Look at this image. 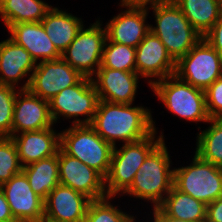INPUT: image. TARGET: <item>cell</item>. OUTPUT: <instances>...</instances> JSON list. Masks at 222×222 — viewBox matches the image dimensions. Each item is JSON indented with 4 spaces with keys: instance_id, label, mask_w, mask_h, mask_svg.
Listing matches in <instances>:
<instances>
[{
    "instance_id": "1",
    "label": "cell",
    "mask_w": 222,
    "mask_h": 222,
    "mask_svg": "<svg viewBox=\"0 0 222 222\" xmlns=\"http://www.w3.org/2000/svg\"><path fill=\"white\" fill-rule=\"evenodd\" d=\"M119 104L99 100L90 124L96 133L113 147L116 142H136L157 132L152 112L144 106Z\"/></svg>"
},
{
    "instance_id": "2",
    "label": "cell",
    "mask_w": 222,
    "mask_h": 222,
    "mask_svg": "<svg viewBox=\"0 0 222 222\" xmlns=\"http://www.w3.org/2000/svg\"><path fill=\"white\" fill-rule=\"evenodd\" d=\"M167 150L163 140L147 156L124 195L150 201L152 207H158L164 201L174 180V168L171 167L172 161Z\"/></svg>"
},
{
    "instance_id": "3",
    "label": "cell",
    "mask_w": 222,
    "mask_h": 222,
    "mask_svg": "<svg viewBox=\"0 0 222 222\" xmlns=\"http://www.w3.org/2000/svg\"><path fill=\"white\" fill-rule=\"evenodd\" d=\"M148 9L153 10L156 23V26L150 24V31L165 45L175 62L203 38L174 2L152 4Z\"/></svg>"
},
{
    "instance_id": "4",
    "label": "cell",
    "mask_w": 222,
    "mask_h": 222,
    "mask_svg": "<svg viewBox=\"0 0 222 222\" xmlns=\"http://www.w3.org/2000/svg\"><path fill=\"white\" fill-rule=\"evenodd\" d=\"M156 134L157 132L154 131L144 139L124 143L120 149L117 145L113 147L110 169L105 178L107 196L116 197L120 193L122 196L131 186L135 173L147 156L164 140V133L161 132L160 136Z\"/></svg>"
},
{
    "instance_id": "5",
    "label": "cell",
    "mask_w": 222,
    "mask_h": 222,
    "mask_svg": "<svg viewBox=\"0 0 222 222\" xmlns=\"http://www.w3.org/2000/svg\"><path fill=\"white\" fill-rule=\"evenodd\" d=\"M152 91L170 113L190 122H208L210 117L206 108L205 92L170 75L151 85Z\"/></svg>"
},
{
    "instance_id": "6",
    "label": "cell",
    "mask_w": 222,
    "mask_h": 222,
    "mask_svg": "<svg viewBox=\"0 0 222 222\" xmlns=\"http://www.w3.org/2000/svg\"><path fill=\"white\" fill-rule=\"evenodd\" d=\"M60 148L97 171L104 179L110 169L113 146L91 125H72L60 132Z\"/></svg>"
},
{
    "instance_id": "7",
    "label": "cell",
    "mask_w": 222,
    "mask_h": 222,
    "mask_svg": "<svg viewBox=\"0 0 222 222\" xmlns=\"http://www.w3.org/2000/svg\"><path fill=\"white\" fill-rule=\"evenodd\" d=\"M173 186L208 205L222 196V167L195 153L190 165L174 168Z\"/></svg>"
},
{
    "instance_id": "8",
    "label": "cell",
    "mask_w": 222,
    "mask_h": 222,
    "mask_svg": "<svg viewBox=\"0 0 222 222\" xmlns=\"http://www.w3.org/2000/svg\"><path fill=\"white\" fill-rule=\"evenodd\" d=\"M98 102V93L91 78L84 77L78 84L63 89L49 100L50 114L54 124L63 117L74 118L73 125H90ZM79 116H84V119Z\"/></svg>"
},
{
    "instance_id": "9",
    "label": "cell",
    "mask_w": 222,
    "mask_h": 222,
    "mask_svg": "<svg viewBox=\"0 0 222 222\" xmlns=\"http://www.w3.org/2000/svg\"><path fill=\"white\" fill-rule=\"evenodd\" d=\"M175 75L205 91L222 75V57L202 38L176 62Z\"/></svg>"
},
{
    "instance_id": "10",
    "label": "cell",
    "mask_w": 222,
    "mask_h": 222,
    "mask_svg": "<svg viewBox=\"0 0 222 222\" xmlns=\"http://www.w3.org/2000/svg\"><path fill=\"white\" fill-rule=\"evenodd\" d=\"M97 20L88 28L80 29L75 39L62 52L61 58L84 77L92 78L101 66L106 37L102 21Z\"/></svg>"
},
{
    "instance_id": "11",
    "label": "cell",
    "mask_w": 222,
    "mask_h": 222,
    "mask_svg": "<svg viewBox=\"0 0 222 222\" xmlns=\"http://www.w3.org/2000/svg\"><path fill=\"white\" fill-rule=\"evenodd\" d=\"M84 76L62 58L41 61L34 69L28 90L49 101L63 89L78 84Z\"/></svg>"
},
{
    "instance_id": "12",
    "label": "cell",
    "mask_w": 222,
    "mask_h": 222,
    "mask_svg": "<svg viewBox=\"0 0 222 222\" xmlns=\"http://www.w3.org/2000/svg\"><path fill=\"white\" fill-rule=\"evenodd\" d=\"M59 183L85 194L91 200L107 197L105 179L77 158L58 149Z\"/></svg>"
},
{
    "instance_id": "13",
    "label": "cell",
    "mask_w": 222,
    "mask_h": 222,
    "mask_svg": "<svg viewBox=\"0 0 222 222\" xmlns=\"http://www.w3.org/2000/svg\"><path fill=\"white\" fill-rule=\"evenodd\" d=\"M135 61L136 73L142 78H149L150 87L176 71V62L167 53L165 45L151 31L136 47Z\"/></svg>"
},
{
    "instance_id": "14",
    "label": "cell",
    "mask_w": 222,
    "mask_h": 222,
    "mask_svg": "<svg viewBox=\"0 0 222 222\" xmlns=\"http://www.w3.org/2000/svg\"><path fill=\"white\" fill-rule=\"evenodd\" d=\"M120 3L126 10L113 16L106 23L107 40L136 48L150 32V25L146 22L148 6Z\"/></svg>"
},
{
    "instance_id": "15",
    "label": "cell",
    "mask_w": 222,
    "mask_h": 222,
    "mask_svg": "<svg viewBox=\"0 0 222 222\" xmlns=\"http://www.w3.org/2000/svg\"><path fill=\"white\" fill-rule=\"evenodd\" d=\"M17 222L44 220V199L37 195L21 171L0 186Z\"/></svg>"
},
{
    "instance_id": "16",
    "label": "cell",
    "mask_w": 222,
    "mask_h": 222,
    "mask_svg": "<svg viewBox=\"0 0 222 222\" xmlns=\"http://www.w3.org/2000/svg\"><path fill=\"white\" fill-rule=\"evenodd\" d=\"M53 126L49 101L32 94L28 89L19 90L14 103L12 134L9 137Z\"/></svg>"
},
{
    "instance_id": "17",
    "label": "cell",
    "mask_w": 222,
    "mask_h": 222,
    "mask_svg": "<svg viewBox=\"0 0 222 222\" xmlns=\"http://www.w3.org/2000/svg\"><path fill=\"white\" fill-rule=\"evenodd\" d=\"M90 201L85 194L59 183L44 200V220L83 222Z\"/></svg>"
},
{
    "instance_id": "18",
    "label": "cell",
    "mask_w": 222,
    "mask_h": 222,
    "mask_svg": "<svg viewBox=\"0 0 222 222\" xmlns=\"http://www.w3.org/2000/svg\"><path fill=\"white\" fill-rule=\"evenodd\" d=\"M91 80L99 100L119 104H133L139 75L136 72L99 67Z\"/></svg>"
},
{
    "instance_id": "19",
    "label": "cell",
    "mask_w": 222,
    "mask_h": 222,
    "mask_svg": "<svg viewBox=\"0 0 222 222\" xmlns=\"http://www.w3.org/2000/svg\"><path fill=\"white\" fill-rule=\"evenodd\" d=\"M36 65L37 63L30 53L24 47L17 45L12 39L7 38L0 42L1 85L17 88L18 83L28 76L26 81L23 80L25 83L20 86V90L28 89L30 78Z\"/></svg>"
},
{
    "instance_id": "20",
    "label": "cell",
    "mask_w": 222,
    "mask_h": 222,
    "mask_svg": "<svg viewBox=\"0 0 222 222\" xmlns=\"http://www.w3.org/2000/svg\"><path fill=\"white\" fill-rule=\"evenodd\" d=\"M7 29L10 39L24 47L36 63L38 60L41 62L61 58V53L50 40L41 22L12 24Z\"/></svg>"
},
{
    "instance_id": "21",
    "label": "cell",
    "mask_w": 222,
    "mask_h": 222,
    "mask_svg": "<svg viewBox=\"0 0 222 222\" xmlns=\"http://www.w3.org/2000/svg\"><path fill=\"white\" fill-rule=\"evenodd\" d=\"M17 147L22 166L54 156L60 148V132L53 127L39 131L23 132L11 137Z\"/></svg>"
},
{
    "instance_id": "22",
    "label": "cell",
    "mask_w": 222,
    "mask_h": 222,
    "mask_svg": "<svg viewBox=\"0 0 222 222\" xmlns=\"http://www.w3.org/2000/svg\"><path fill=\"white\" fill-rule=\"evenodd\" d=\"M83 23L81 18L53 6L41 21L50 40L61 54L75 39Z\"/></svg>"
},
{
    "instance_id": "23",
    "label": "cell",
    "mask_w": 222,
    "mask_h": 222,
    "mask_svg": "<svg viewBox=\"0 0 222 222\" xmlns=\"http://www.w3.org/2000/svg\"><path fill=\"white\" fill-rule=\"evenodd\" d=\"M174 3L202 36L222 16V0H175Z\"/></svg>"
},
{
    "instance_id": "24",
    "label": "cell",
    "mask_w": 222,
    "mask_h": 222,
    "mask_svg": "<svg viewBox=\"0 0 222 222\" xmlns=\"http://www.w3.org/2000/svg\"><path fill=\"white\" fill-rule=\"evenodd\" d=\"M159 207L170 217L189 222H206L207 205L174 186Z\"/></svg>"
},
{
    "instance_id": "25",
    "label": "cell",
    "mask_w": 222,
    "mask_h": 222,
    "mask_svg": "<svg viewBox=\"0 0 222 222\" xmlns=\"http://www.w3.org/2000/svg\"><path fill=\"white\" fill-rule=\"evenodd\" d=\"M58 152L39 161L23 167L32 190L44 200L48 194L59 184Z\"/></svg>"
},
{
    "instance_id": "26",
    "label": "cell",
    "mask_w": 222,
    "mask_h": 222,
    "mask_svg": "<svg viewBox=\"0 0 222 222\" xmlns=\"http://www.w3.org/2000/svg\"><path fill=\"white\" fill-rule=\"evenodd\" d=\"M51 8L42 0H0V16L6 28L22 22H41Z\"/></svg>"
},
{
    "instance_id": "27",
    "label": "cell",
    "mask_w": 222,
    "mask_h": 222,
    "mask_svg": "<svg viewBox=\"0 0 222 222\" xmlns=\"http://www.w3.org/2000/svg\"><path fill=\"white\" fill-rule=\"evenodd\" d=\"M210 125L198 133L195 153L203 160L222 167V118H210Z\"/></svg>"
},
{
    "instance_id": "28",
    "label": "cell",
    "mask_w": 222,
    "mask_h": 222,
    "mask_svg": "<svg viewBox=\"0 0 222 222\" xmlns=\"http://www.w3.org/2000/svg\"><path fill=\"white\" fill-rule=\"evenodd\" d=\"M135 55L136 48L111 42L106 39L103 47L100 67L136 72Z\"/></svg>"
},
{
    "instance_id": "29",
    "label": "cell",
    "mask_w": 222,
    "mask_h": 222,
    "mask_svg": "<svg viewBox=\"0 0 222 222\" xmlns=\"http://www.w3.org/2000/svg\"><path fill=\"white\" fill-rule=\"evenodd\" d=\"M114 197L91 200L83 222H135L134 216L111 204Z\"/></svg>"
},
{
    "instance_id": "30",
    "label": "cell",
    "mask_w": 222,
    "mask_h": 222,
    "mask_svg": "<svg viewBox=\"0 0 222 222\" xmlns=\"http://www.w3.org/2000/svg\"><path fill=\"white\" fill-rule=\"evenodd\" d=\"M22 169L13 139L9 136H0V186L19 174Z\"/></svg>"
},
{
    "instance_id": "31",
    "label": "cell",
    "mask_w": 222,
    "mask_h": 222,
    "mask_svg": "<svg viewBox=\"0 0 222 222\" xmlns=\"http://www.w3.org/2000/svg\"><path fill=\"white\" fill-rule=\"evenodd\" d=\"M19 90V88L0 85V136L12 134L14 103Z\"/></svg>"
},
{
    "instance_id": "32",
    "label": "cell",
    "mask_w": 222,
    "mask_h": 222,
    "mask_svg": "<svg viewBox=\"0 0 222 222\" xmlns=\"http://www.w3.org/2000/svg\"><path fill=\"white\" fill-rule=\"evenodd\" d=\"M204 92L209 117L222 118V75Z\"/></svg>"
},
{
    "instance_id": "33",
    "label": "cell",
    "mask_w": 222,
    "mask_h": 222,
    "mask_svg": "<svg viewBox=\"0 0 222 222\" xmlns=\"http://www.w3.org/2000/svg\"><path fill=\"white\" fill-rule=\"evenodd\" d=\"M203 38L222 57V16L216 21L213 27L203 36Z\"/></svg>"
},
{
    "instance_id": "34",
    "label": "cell",
    "mask_w": 222,
    "mask_h": 222,
    "mask_svg": "<svg viewBox=\"0 0 222 222\" xmlns=\"http://www.w3.org/2000/svg\"><path fill=\"white\" fill-rule=\"evenodd\" d=\"M206 222H222V196L207 205Z\"/></svg>"
},
{
    "instance_id": "35",
    "label": "cell",
    "mask_w": 222,
    "mask_h": 222,
    "mask_svg": "<svg viewBox=\"0 0 222 222\" xmlns=\"http://www.w3.org/2000/svg\"><path fill=\"white\" fill-rule=\"evenodd\" d=\"M0 222H17L12 215L11 209L5 195L0 188Z\"/></svg>"
},
{
    "instance_id": "36",
    "label": "cell",
    "mask_w": 222,
    "mask_h": 222,
    "mask_svg": "<svg viewBox=\"0 0 222 222\" xmlns=\"http://www.w3.org/2000/svg\"><path fill=\"white\" fill-rule=\"evenodd\" d=\"M153 222H189L168 216L159 206L153 207Z\"/></svg>"
},
{
    "instance_id": "37",
    "label": "cell",
    "mask_w": 222,
    "mask_h": 222,
    "mask_svg": "<svg viewBox=\"0 0 222 222\" xmlns=\"http://www.w3.org/2000/svg\"><path fill=\"white\" fill-rule=\"evenodd\" d=\"M175 0H120V2L130 4V5H140V6H148L152 4L159 3H171Z\"/></svg>"
}]
</instances>
